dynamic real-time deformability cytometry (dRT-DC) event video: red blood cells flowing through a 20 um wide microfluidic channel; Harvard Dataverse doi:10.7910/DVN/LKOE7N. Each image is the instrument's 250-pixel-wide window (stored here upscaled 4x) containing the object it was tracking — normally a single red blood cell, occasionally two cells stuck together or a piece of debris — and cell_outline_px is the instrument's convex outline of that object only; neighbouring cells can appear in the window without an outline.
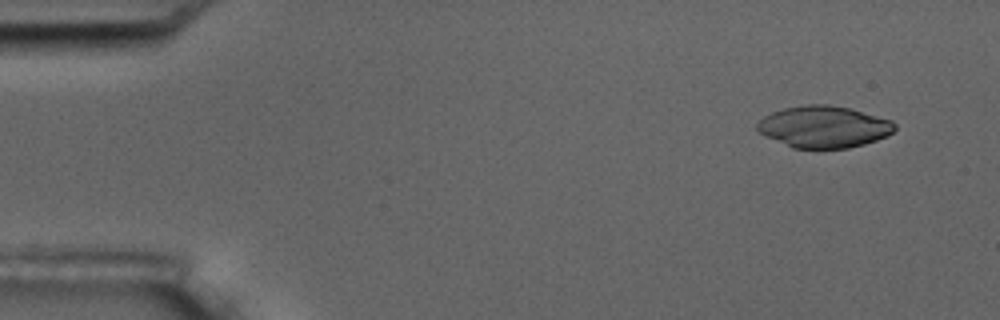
{"species": "common noctule bat (a hibernating species)", "species_latin": "Nyctalus noctula", "temperature_condition": "room temperature", "stored_images_in_passage": 7, "camera_frame_rate_fps": 3000, "um_per_image_px": 0.085, "animal": {"sex": "male", "body_mass_g": 17.5, "forearm_length_mm": 52.3}, "frame": {"image": 1, "passage_image": 1, "time_ms": 0.0, "image_size_px": [1000, 320], "cell_outline_px": [[896, 128], [888, 136], [864, 144], [848, 148], [792, 148], [764, 136], [756, 128], [756, 124], [764, 116], [772, 112], [784, 108], [804, 104], [828, 104], [852, 108], [892, 120], [896, 124]], "centroid_in_image_um": [70.03, 10.77], "position_along_channel_um": 15.0, "area_um2": 33.76}}